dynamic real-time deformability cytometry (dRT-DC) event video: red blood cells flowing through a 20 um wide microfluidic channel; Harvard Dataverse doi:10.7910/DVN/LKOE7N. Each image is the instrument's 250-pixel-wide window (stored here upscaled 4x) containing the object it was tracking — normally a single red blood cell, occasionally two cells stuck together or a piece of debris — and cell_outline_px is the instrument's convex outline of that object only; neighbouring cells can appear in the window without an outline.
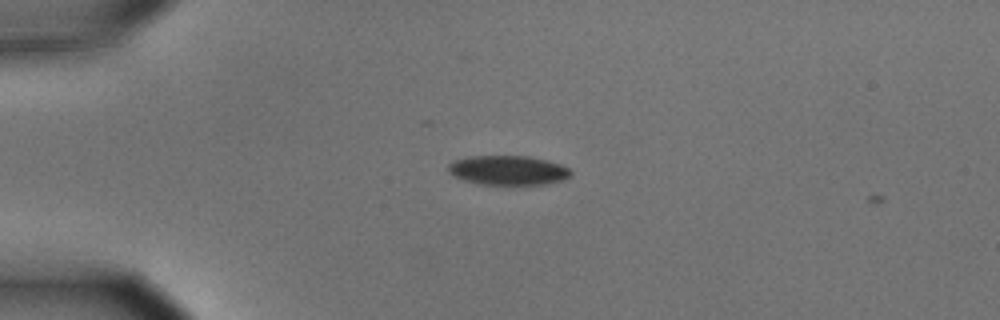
{"species": "common noctule bat (a hibernating species)", "species_latin": "Nyctalus noctula", "temperature_condition": "cold", "stored_images_in_passage": 5, "camera_frame_rate_fps": 3000, "um_per_image_px": 0.085, "animal": {"sex": "male", "body_mass_g": 15.6}, "frame": {"image": 1, "passage_image": 4, "time_ms": 1.0, "image_size_px": [1000, 320], "cell_outline_px": [[572, 176], [560, 180], [544, 184], [480, 184], [464, 180], [452, 176], [448, 172], [448, 164], [452, 160], [472, 156], [528, 156], [548, 160], [560, 164], [568, 168], [572, 172]], "centroid_in_image_um": [43.15, 14.46], "position_along_channel_um": 41.8, "area_um2": 21.04}}